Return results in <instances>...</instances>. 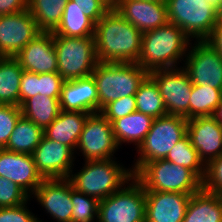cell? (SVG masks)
I'll return each instance as SVG.
<instances>
[{"instance_id":"obj_1","label":"cell","mask_w":222,"mask_h":222,"mask_svg":"<svg viewBox=\"0 0 222 222\" xmlns=\"http://www.w3.org/2000/svg\"><path fill=\"white\" fill-rule=\"evenodd\" d=\"M94 40L98 62L137 63L140 57L142 33L116 9L96 23Z\"/></svg>"},{"instance_id":"obj_2","label":"cell","mask_w":222,"mask_h":222,"mask_svg":"<svg viewBox=\"0 0 222 222\" xmlns=\"http://www.w3.org/2000/svg\"><path fill=\"white\" fill-rule=\"evenodd\" d=\"M191 41L180 27L167 22L142 33L141 54L137 64L148 72L178 68L177 64L187 55Z\"/></svg>"},{"instance_id":"obj_3","label":"cell","mask_w":222,"mask_h":222,"mask_svg":"<svg viewBox=\"0 0 222 222\" xmlns=\"http://www.w3.org/2000/svg\"><path fill=\"white\" fill-rule=\"evenodd\" d=\"M113 159L85 161L83 168L71 172L67 179L75 190L101 201L134 177L131 168H124Z\"/></svg>"},{"instance_id":"obj_4","label":"cell","mask_w":222,"mask_h":222,"mask_svg":"<svg viewBox=\"0 0 222 222\" xmlns=\"http://www.w3.org/2000/svg\"><path fill=\"white\" fill-rule=\"evenodd\" d=\"M91 75L97 86L100 112L112 101L135 95L149 72L137 63L98 62Z\"/></svg>"},{"instance_id":"obj_5","label":"cell","mask_w":222,"mask_h":222,"mask_svg":"<svg viewBox=\"0 0 222 222\" xmlns=\"http://www.w3.org/2000/svg\"><path fill=\"white\" fill-rule=\"evenodd\" d=\"M134 177L145 191L195 194L202 189V181L190 170L165 159L147 162Z\"/></svg>"},{"instance_id":"obj_6","label":"cell","mask_w":222,"mask_h":222,"mask_svg":"<svg viewBox=\"0 0 222 222\" xmlns=\"http://www.w3.org/2000/svg\"><path fill=\"white\" fill-rule=\"evenodd\" d=\"M187 121L179 115H165L154 119L144 141L136 150L139 157L132 165L133 174L147 162L165 159L175 144L187 135Z\"/></svg>"},{"instance_id":"obj_7","label":"cell","mask_w":222,"mask_h":222,"mask_svg":"<svg viewBox=\"0 0 222 222\" xmlns=\"http://www.w3.org/2000/svg\"><path fill=\"white\" fill-rule=\"evenodd\" d=\"M58 74L64 80L90 76L97 63L94 37L53 36Z\"/></svg>"},{"instance_id":"obj_8","label":"cell","mask_w":222,"mask_h":222,"mask_svg":"<svg viewBox=\"0 0 222 222\" xmlns=\"http://www.w3.org/2000/svg\"><path fill=\"white\" fill-rule=\"evenodd\" d=\"M168 22L196 41L206 40L217 22V6L208 0H166Z\"/></svg>"},{"instance_id":"obj_9","label":"cell","mask_w":222,"mask_h":222,"mask_svg":"<svg viewBox=\"0 0 222 222\" xmlns=\"http://www.w3.org/2000/svg\"><path fill=\"white\" fill-rule=\"evenodd\" d=\"M130 182L99 201L98 222H145V189L135 177Z\"/></svg>"},{"instance_id":"obj_10","label":"cell","mask_w":222,"mask_h":222,"mask_svg":"<svg viewBox=\"0 0 222 222\" xmlns=\"http://www.w3.org/2000/svg\"><path fill=\"white\" fill-rule=\"evenodd\" d=\"M155 80L163 98L167 115H179L190 119V97L192 82L181 68L159 69L149 72Z\"/></svg>"},{"instance_id":"obj_11","label":"cell","mask_w":222,"mask_h":222,"mask_svg":"<svg viewBox=\"0 0 222 222\" xmlns=\"http://www.w3.org/2000/svg\"><path fill=\"white\" fill-rule=\"evenodd\" d=\"M76 149H80L85 161L112 159L119 149L112 124L100 112L88 116Z\"/></svg>"},{"instance_id":"obj_12","label":"cell","mask_w":222,"mask_h":222,"mask_svg":"<svg viewBox=\"0 0 222 222\" xmlns=\"http://www.w3.org/2000/svg\"><path fill=\"white\" fill-rule=\"evenodd\" d=\"M195 42L190 43L182 68L192 84L222 89V57L205 40Z\"/></svg>"},{"instance_id":"obj_13","label":"cell","mask_w":222,"mask_h":222,"mask_svg":"<svg viewBox=\"0 0 222 222\" xmlns=\"http://www.w3.org/2000/svg\"><path fill=\"white\" fill-rule=\"evenodd\" d=\"M40 32L28 9L0 16V55L15 57Z\"/></svg>"},{"instance_id":"obj_14","label":"cell","mask_w":222,"mask_h":222,"mask_svg":"<svg viewBox=\"0 0 222 222\" xmlns=\"http://www.w3.org/2000/svg\"><path fill=\"white\" fill-rule=\"evenodd\" d=\"M74 153L70 147L43 135L32 156L43 179H63L73 171Z\"/></svg>"},{"instance_id":"obj_15","label":"cell","mask_w":222,"mask_h":222,"mask_svg":"<svg viewBox=\"0 0 222 222\" xmlns=\"http://www.w3.org/2000/svg\"><path fill=\"white\" fill-rule=\"evenodd\" d=\"M71 187L67 178L44 179L30 198L36 197L42 208L57 222H72Z\"/></svg>"},{"instance_id":"obj_16","label":"cell","mask_w":222,"mask_h":222,"mask_svg":"<svg viewBox=\"0 0 222 222\" xmlns=\"http://www.w3.org/2000/svg\"><path fill=\"white\" fill-rule=\"evenodd\" d=\"M187 135L205 165L222 154V125L213 116L189 119Z\"/></svg>"},{"instance_id":"obj_17","label":"cell","mask_w":222,"mask_h":222,"mask_svg":"<svg viewBox=\"0 0 222 222\" xmlns=\"http://www.w3.org/2000/svg\"><path fill=\"white\" fill-rule=\"evenodd\" d=\"M14 58L25 71L37 74L58 73L52 32L41 31Z\"/></svg>"},{"instance_id":"obj_18","label":"cell","mask_w":222,"mask_h":222,"mask_svg":"<svg viewBox=\"0 0 222 222\" xmlns=\"http://www.w3.org/2000/svg\"><path fill=\"white\" fill-rule=\"evenodd\" d=\"M0 176L15 182L29 196L44 180L38 173L31 154L0 149Z\"/></svg>"},{"instance_id":"obj_19","label":"cell","mask_w":222,"mask_h":222,"mask_svg":"<svg viewBox=\"0 0 222 222\" xmlns=\"http://www.w3.org/2000/svg\"><path fill=\"white\" fill-rule=\"evenodd\" d=\"M115 9L141 33L161 27L168 22L166 2L116 0Z\"/></svg>"},{"instance_id":"obj_20","label":"cell","mask_w":222,"mask_h":222,"mask_svg":"<svg viewBox=\"0 0 222 222\" xmlns=\"http://www.w3.org/2000/svg\"><path fill=\"white\" fill-rule=\"evenodd\" d=\"M145 222H182L190 194L176 192L145 191Z\"/></svg>"},{"instance_id":"obj_21","label":"cell","mask_w":222,"mask_h":222,"mask_svg":"<svg viewBox=\"0 0 222 222\" xmlns=\"http://www.w3.org/2000/svg\"><path fill=\"white\" fill-rule=\"evenodd\" d=\"M59 102L63 111L97 113L98 93L93 76L65 80Z\"/></svg>"},{"instance_id":"obj_22","label":"cell","mask_w":222,"mask_h":222,"mask_svg":"<svg viewBox=\"0 0 222 222\" xmlns=\"http://www.w3.org/2000/svg\"><path fill=\"white\" fill-rule=\"evenodd\" d=\"M90 113L61 110L58 117L44 129V136L70 147L76 152L77 143Z\"/></svg>"},{"instance_id":"obj_23","label":"cell","mask_w":222,"mask_h":222,"mask_svg":"<svg viewBox=\"0 0 222 222\" xmlns=\"http://www.w3.org/2000/svg\"><path fill=\"white\" fill-rule=\"evenodd\" d=\"M182 222H222V195L203 188L192 194Z\"/></svg>"},{"instance_id":"obj_24","label":"cell","mask_w":222,"mask_h":222,"mask_svg":"<svg viewBox=\"0 0 222 222\" xmlns=\"http://www.w3.org/2000/svg\"><path fill=\"white\" fill-rule=\"evenodd\" d=\"M154 118L140 112H133L112 123L116 142L119 147L123 143L135 144L136 149L144 141Z\"/></svg>"},{"instance_id":"obj_25","label":"cell","mask_w":222,"mask_h":222,"mask_svg":"<svg viewBox=\"0 0 222 222\" xmlns=\"http://www.w3.org/2000/svg\"><path fill=\"white\" fill-rule=\"evenodd\" d=\"M22 116L33 121L43 130L60 114L59 97L36 95L28 98L21 106Z\"/></svg>"},{"instance_id":"obj_26","label":"cell","mask_w":222,"mask_h":222,"mask_svg":"<svg viewBox=\"0 0 222 222\" xmlns=\"http://www.w3.org/2000/svg\"><path fill=\"white\" fill-rule=\"evenodd\" d=\"M23 71L14 57L0 58V104L20 106V79Z\"/></svg>"},{"instance_id":"obj_27","label":"cell","mask_w":222,"mask_h":222,"mask_svg":"<svg viewBox=\"0 0 222 222\" xmlns=\"http://www.w3.org/2000/svg\"><path fill=\"white\" fill-rule=\"evenodd\" d=\"M95 25L79 7L68 0L61 22L52 33L53 36L94 37Z\"/></svg>"},{"instance_id":"obj_28","label":"cell","mask_w":222,"mask_h":222,"mask_svg":"<svg viewBox=\"0 0 222 222\" xmlns=\"http://www.w3.org/2000/svg\"><path fill=\"white\" fill-rule=\"evenodd\" d=\"M43 135L44 130L41 127L21 116L4 149L32 155Z\"/></svg>"},{"instance_id":"obj_29","label":"cell","mask_w":222,"mask_h":222,"mask_svg":"<svg viewBox=\"0 0 222 222\" xmlns=\"http://www.w3.org/2000/svg\"><path fill=\"white\" fill-rule=\"evenodd\" d=\"M68 0H28V10L38 29L53 32L61 22Z\"/></svg>"},{"instance_id":"obj_30","label":"cell","mask_w":222,"mask_h":222,"mask_svg":"<svg viewBox=\"0 0 222 222\" xmlns=\"http://www.w3.org/2000/svg\"><path fill=\"white\" fill-rule=\"evenodd\" d=\"M136 111L156 119L167 115V110L155 80L148 75L135 94Z\"/></svg>"},{"instance_id":"obj_31","label":"cell","mask_w":222,"mask_h":222,"mask_svg":"<svg viewBox=\"0 0 222 222\" xmlns=\"http://www.w3.org/2000/svg\"><path fill=\"white\" fill-rule=\"evenodd\" d=\"M221 101L222 89L193 84L190 97V119L212 116Z\"/></svg>"},{"instance_id":"obj_32","label":"cell","mask_w":222,"mask_h":222,"mask_svg":"<svg viewBox=\"0 0 222 222\" xmlns=\"http://www.w3.org/2000/svg\"><path fill=\"white\" fill-rule=\"evenodd\" d=\"M165 160L190 169L201 181L204 178L205 164L199 158L198 152L192 146L188 135L175 144Z\"/></svg>"},{"instance_id":"obj_33","label":"cell","mask_w":222,"mask_h":222,"mask_svg":"<svg viewBox=\"0 0 222 222\" xmlns=\"http://www.w3.org/2000/svg\"><path fill=\"white\" fill-rule=\"evenodd\" d=\"M72 222H97L99 200L71 187Z\"/></svg>"},{"instance_id":"obj_34","label":"cell","mask_w":222,"mask_h":222,"mask_svg":"<svg viewBox=\"0 0 222 222\" xmlns=\"http://www.w3.org/2000/svg\"><path fill=\"white\" fill-rule=\"evenodd\" d=\"M30 196L15 182L0 176V208L19 206Z\"/></svg>"},{"instance_id":"obj_35","label":"cell","mask_w":222,"mask_h":222,"mask_svg":"<svg viewBox=\"0 0 222 222\" xmlns=\"http://www.w3.org/2000/svg\"><path fill=\"white\" fill-rule=\"evenodd\" d=\"M21 116L22 112L20 106L0 104V149L6 146Z\"/></svg>"},{"instance_id":"obj_36","label":"cell","mask_w":222,"mask_h":222,"mask_svg":"<svg viewBox=\"0 0 222 222\" xmlns=\"http://www.w3.org/2000/svg\"><path fill=\"white\" fill-rule=\"evenodd\" d=\"M202 188L207 192L222 195V154L205 165Z\"/></svg>"},{"instance_id":"obj_37","label":"cell","mask_w":222,"mask_h":222,"mask_svg":"<svg viewBox=\"0 0 222 222\" xmlns=\"http://www.w3.org/2000/svg\"><path fill=\"white\" fill-rule=\"evenodd\" d=\"M136 112L135 95L119 98L107 104L100 113L112 124L115 120Z\"/></svg>"},{"instance_id":"obj_38","label":"cell","mask_w":222,"mask_h":222,"mask_svg":"<svg viewBox=\"0 0 222 222\" xmlns=\"http://www.w3.org/2000/svg\"><path fill=\"white\" fill-rule=\"evenodd\" d=\"M27 203L28 201L19 206L0 208V222H42L27 209Z\"/></svg>"},{"instance_id":"obj_39","label":"cell","mask_w":222,"mask_h":222,"mask_svg":"<svg viewBox=\"0 0 222 222\" xmlns=\"http://www.w3.org/2000/svg\"><path fill=\"white\" fill-rule=\"evenodd\" d=\"M65 80L58 73L39 74V94L48 97H60Z\"/></svg>"},{"instance_id":"obj_40","label":"cell","mask_w":222,"mask_h":222,"mask_svg":"<svg viewBox=\"0 0 222 222\" xmlns=\"http://www.w3.org/2000/svg\"><path fill=\"white\" fill-rule=\"evenodd\" d=\"M95 24L110 10L101 0H71Z\"/></svg>"},{"instance_id":"obj_41","label":"cell","mask_w":222,"mask_h":222,"mask_svg":"<svg viewBox=\"0 0 222 222\" xmlns=\"http://www.w3.org/2000/svg\"><path fill=\"white\" fill-rule=\"evenodd\" d=\"M39 74L23 71L20 79V106L30 97L39 95Z\"/></svg>"},{"instance_id":"obj_42","label":"cell","mask_w":222,"mask_h":222,"mask_svg":"<svg viewBox=\"0 0 222 222\" xmlns=\"http://www.w3.org/2000/svg\"><path fill=\"white\" fill-rule=\"evenodd\" d=\"M28 9V0H0V16Z\"/></svg>"},{"instance_id":"obj_43","label":"cell","mask_w":222,"mask_h":222,"mask_svg":"<svg viewBox=\"0 0 222 222\" xmlns=\"http://www.w3.org/2000/svg\"><path fill=\"white\" fill-rule=\"evenodd\" d=\"M209 43L216 52L222 57V25L216 24L210 34L205 40Z\"/></svg>"},{"instance_id":"obj_44","label":"cell","mask_w":222,"mask_h":222,"mask_svg":"<svg viewBox=\"0 0 222 222\" xmlns=\"http://www.w3.org/2000/svg\"><path fill=\"white\" fill-rule=\"evenodd\" d=\"M214 118H216L219 123L222 125V101L221 103L216 107L215 111L212 115Z\"/></svg>"},{"instance_id":"obj_45","label":"cell","mask_w":222,"mask_h":222,"mask_svg":"<svg viewBox=\"0 0 222 222\" xmlns=\"http://www.w3.org/2000/svg\"><path fill=\"white\" fill-rule=\"evenodd\" d=\"M222 25V3L217 6V22Z\"/></svg>"},{"instance_id":"obj_46","label":"cell","mask_w":222,"mask_h":222,"mask_svg":"<svg viewBox=\"0 0 222 222\" xmlns=\"http://www.w3.org/2000/svg\"><path fill=\"white\" fill-rule=\"evenodd\" d=\"M109 9H115L116 0H101Z\"/></svg>"},{"instance_id":"obj_47","label":"cell","mask_w":222,"mask_h":222,"mask_svg":"<svg viewBox=\"0 0 222 222\" xmlns=\"http://www.w3.org/2000/svg\"><path fill=\"white\" fill-rule=\"evenodd\" d=\"M208 1L214 3L216 6L222 3V0H208Z\"/></svg>"},{"instance_id":"obj_48","label":"cell","mask_w":222,"mask_h":222,"mask_svg":"<svg viewBox=\"0 0 222 222\" xmlns=\"http://www.w3.org/2000/svg\"><path fill=\"white\" fill-rule=\"evenodd\" d=\"M144 1H153V2H166V0H144Z\"/></svg>"}]
</instances>
